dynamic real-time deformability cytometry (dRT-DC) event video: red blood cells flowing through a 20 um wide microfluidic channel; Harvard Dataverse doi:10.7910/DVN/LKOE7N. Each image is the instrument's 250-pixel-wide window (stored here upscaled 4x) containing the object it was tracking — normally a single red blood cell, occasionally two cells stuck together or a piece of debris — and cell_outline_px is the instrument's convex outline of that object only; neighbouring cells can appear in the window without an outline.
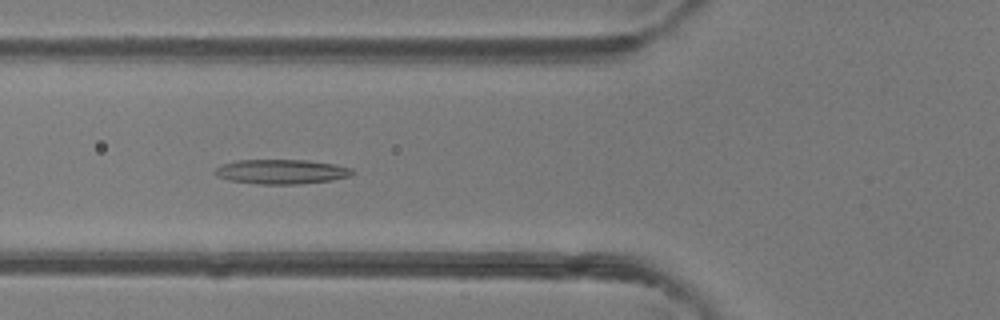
{"species": "common noctule bat (a hibernating species)", "species_latin": "Nyctalus noctula", "temperature_condition": "room temperature", "stored_images_in_passage": 33, "camera_frame_rate_fps": 3000, "um_per_image_px": 0.085, "animal": {"sex": "female"}, "frame": {"image": 1, "passage_image": 3, "time_ms": 0.667, "image_size_px": [1000, 320], "cell_outline_px": [[356, 172], [352, 176], [332, 180], [300, 184], [256, 184], [228, 180], [216, 176], [212, 172], [216, 168], [224, 164], [236, 160], [308, 160], [336, 164], [352, 168]], "centroid_in_image_um": [23.95, 14.59], "position_along_channel_um": 101.8, "area_um2": 19.94}}
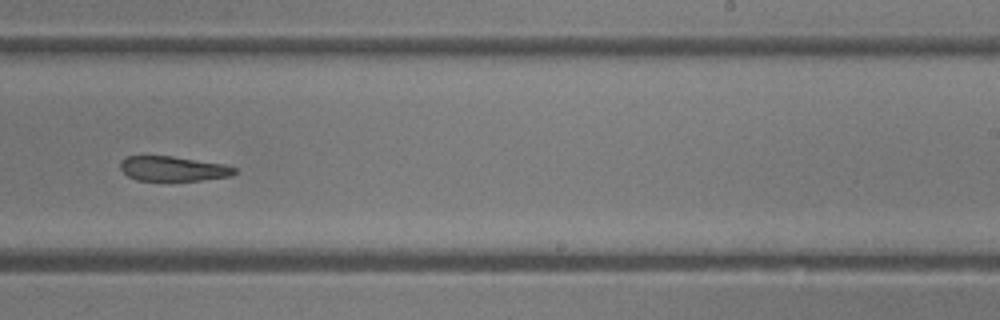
{"frame": {"image": 2, "passage_image": 15, "time_ms": 4.667, "image_size_px": [1000, 320], "cell_outline_px": [[236, 172], [232, 176], [200, 180], [136, 180], [128, 176], [120, 168], [120, 164], [128, 156], [172, 156], [224, 164], [236, 168]], "centroid_in_image_um": [14.74, 14.34], "position_along_channel_um": 274.3, "area_um2": 16.3}}
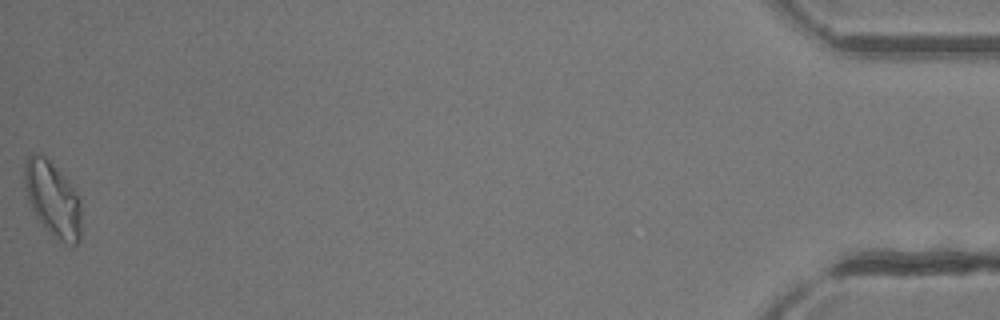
{"frame": {"image": 3, "passage_image": 33, "time_ms": 10.667, "image_size_px": [1000, 320], "cell_outline_px": [[80, 240], [76, 244], [72, 244], [60, 240], [36, 216], [28, 200], [24, 188], [24, 160], [32, 152], [36, 152], [44, 156], [68, 180], [80, 196]], "centroid_in_image_um": [4.47, 16.84], "position_along_channel_um": 430.7, "area_um2": 24.45}}